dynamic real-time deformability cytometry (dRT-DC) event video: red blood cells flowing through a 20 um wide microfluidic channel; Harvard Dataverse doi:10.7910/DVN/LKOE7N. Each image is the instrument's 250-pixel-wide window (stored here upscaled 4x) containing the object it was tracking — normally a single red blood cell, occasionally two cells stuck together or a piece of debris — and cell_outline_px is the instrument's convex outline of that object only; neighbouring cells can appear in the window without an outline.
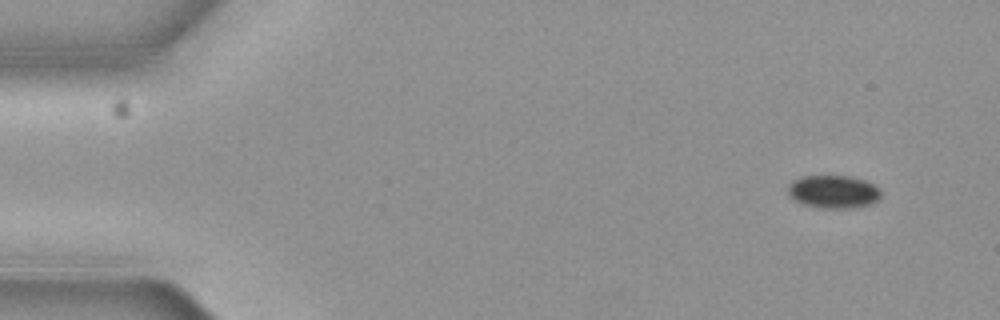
{"species": "common noctule bat (a hibernating species)", "species_latin": "Nyctalus noctula", "temperature_condition": "cold", "stored_images_in_passage": 6, "camera_frame_rate_fps": 3000, "um_per_image_px": 0.085, "animal": {"sex": "female", "body_mass_g": 19.3, "forearm_length_mm": 54.1}, "frame": {"image": 1, "passage_image": 1, "time_ms": 0.0, "image_size_px": [1000, 320], "cell_outline_px": [[880, 196], [876, 200], [868, 204], [848, 208], [820, 208], [804, 204], [796, 200], [788, 192], [788, 184], [804, 176], [848, 176], [864, 180], [872, 184], [880, 192]], "centroid_in_image_um": [70.82, 16.29], "position_along_channel_um": 14.2, "area_um2": 17.34}}
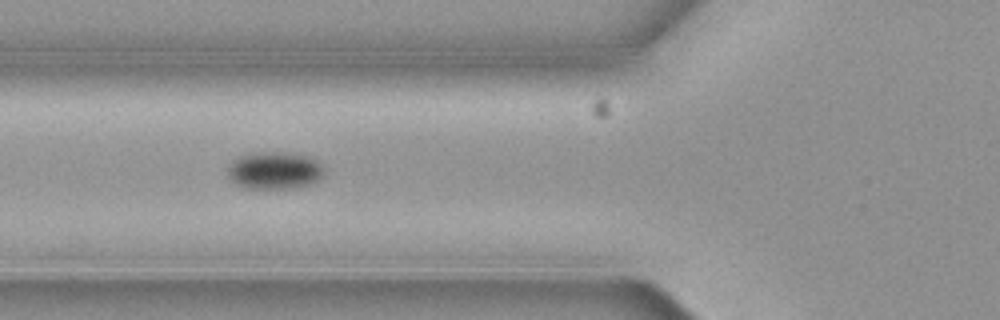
{"frame": {"image": 2, "passage_image": 5, "time_ms": 1.333, "image_size_px": [1000, 320], "cell_outline_px": [[324, 176], [312, 184], [296, 188], [244, 188], [232, 184], [228, 176], [228, 164], [232, 160], [240, 156], [256, 152], [280, 152], [304, 156], [316, 160], [324, 168]], "centroid_in_image_um": [23.3, 14.51], "position_along_channel_um": 102.5, "area_um2": 21.21}}
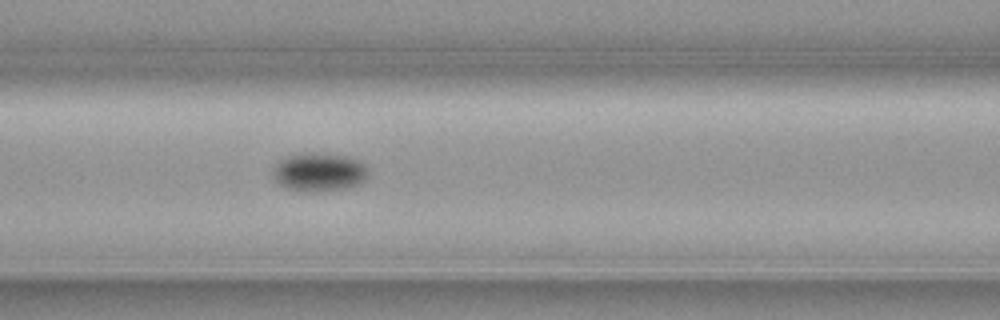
{"frame": {"image": 3, "passage_image": 6, "time_ms": 1.667, "image_size_px": [1000, 320], "cell_outline_px": [[368, 176], [360, 184], [348, 188], [316, 192], [300, 192], [276, 184], [272, 176], [272, 168], [280, 160], [288, 156], [304, 152], [316, 152], [348, 156], [360, 160], [368, 168]], "centroid_in_image_um": [27.11, 14.63], "position_along_channel_um": 139.5, "area_um2": 22.08}}